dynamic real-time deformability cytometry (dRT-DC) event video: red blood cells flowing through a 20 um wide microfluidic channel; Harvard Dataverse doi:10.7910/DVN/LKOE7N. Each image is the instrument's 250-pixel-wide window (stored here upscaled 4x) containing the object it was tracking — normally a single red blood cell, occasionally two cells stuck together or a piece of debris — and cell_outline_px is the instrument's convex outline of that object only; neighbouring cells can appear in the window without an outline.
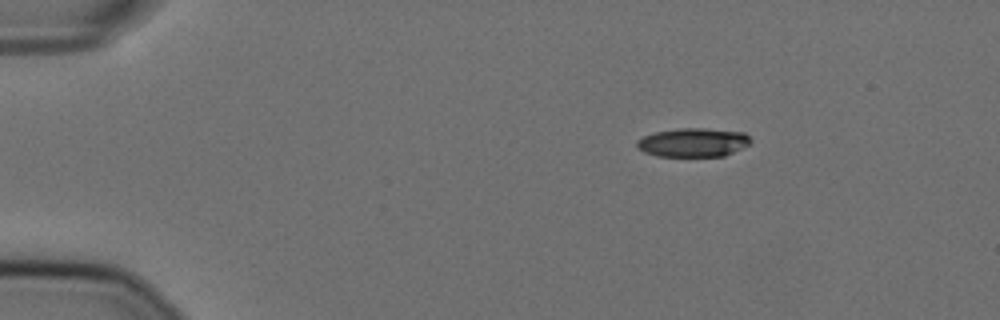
{"species": "Egyptian fruit bat (a non-hibernating species)", "species_latin": "Rousettus aegyptiacus", "temperature_condition": "cold", "stored_images_in_passage": 48, "camera_frame_rate_fps": 3000, "um_per_image_px": 0.085, "animal": {"sex": "female"}, "frame": {"image": 1, "passage_image": 1, "time_ms": 0.0, "image_size_px": [1000, 320], "cell_outline_px": [[752, 140], [748, 144], [724, 156], [656, 156], [644, 152], [636, 148], [636, 140], [644, 136], [656, 132], [680, 128], [704, 128], [744, 132]], "centroid_in_image_um": [58.88, 12.1], "position_along_channel_um": 26.1, "area_um2": 19.02}}
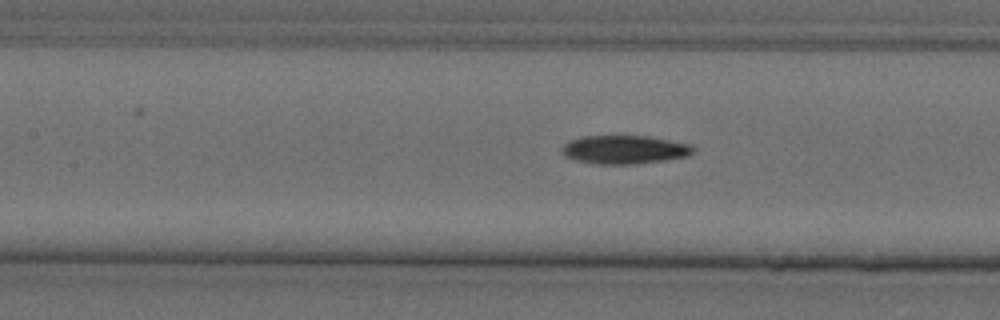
{"frame": {"image": 2, "passage_image": 18, "time_ms": 5.667, "image_size_px": [1000, 320], "cell_outline_px": [[696, 148], [688, 156], [664, 160], [636, 164], [596, 164], [576, 160], [564, 156], [560, 152], [560, 148], [568, 140], [580, 136], [648, 136], [692, 144]], "centroid_in_image_um": [53.05, 12.71], "position_along_channel_um": 154.4, "area_um2": 22.08}}
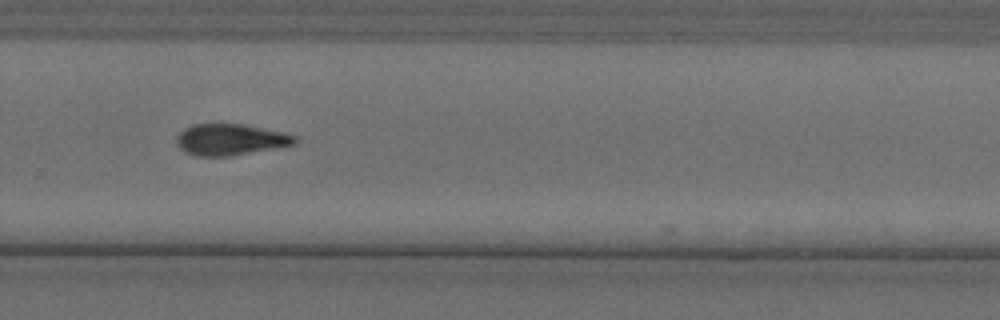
{"frame": {"image": 3, "passage_image": 31, "time_ms": 10.0, "image_size_px": [1000, 320], "cell_outline_px": [[296, 144], [280, 148], [232, 156], [196, 156], [184, 152], [176, 144], [176, 136], [184, 128], [192, 124], [240, 124], [284, 132], [296, 136]], "centroid_in_image_um": [19.58, 11.88], "position_along_channel_um": 310.2, "area_um2": 21.85}, "authors_computed_cell_mechanics": {"area_um2": 21.5594, "velocity_mm_per_s": 3.6189, "shape_relaxation_time_tau1_ms": 6.5933, "shape_relaxation_time_tau2_ms": null, "deformation_change_tau1": 0.1796, "deformation_change_tau2": null}}